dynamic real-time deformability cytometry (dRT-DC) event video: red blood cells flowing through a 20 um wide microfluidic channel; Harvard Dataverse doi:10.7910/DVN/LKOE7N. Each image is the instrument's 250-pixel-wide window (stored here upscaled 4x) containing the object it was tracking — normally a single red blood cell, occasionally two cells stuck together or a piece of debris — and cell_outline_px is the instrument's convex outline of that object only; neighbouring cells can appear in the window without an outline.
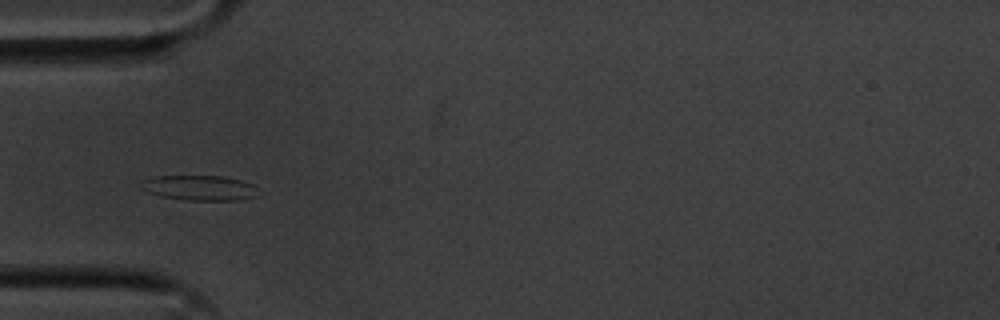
{"species": "common noctule bat (a hibernating species)", "species_latin": "Nyctalus noctula", "temperature_condition": "cold", "stored_images_in_passage": 39, "camera_frame_rate_fps": 3000, "um_per_image_px": 0.085, "animal": {"sex": "male", "body_mass_g": 20.1, "forearm_length_mm": 53.5}, "frame": {"image": 1, "passage_image": 1, "time_ms": 0.0, "image_size_px": [1000, 320], "cell_outline_px": [[256, 196], [240, 200], [184, 200], [160, 196], [148, 192], [140, 188], [140, 180], [156, 176], [220, 176], [240, 180], [252, 184]], "centroid_in_image_um": [16.86, 15.97], "position_along_channel_um": 68.1, "area_um2": 16.99}}
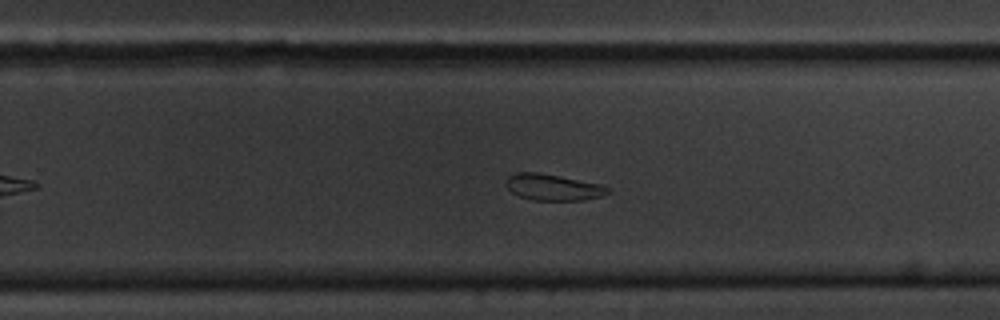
{"frame": {"image": 2, "passage_image": 19, "time_ms": 6.0, "image_size_px": [1000, 320], "cell_outline_px": [[612, 192], [600, 196], [584, 200], [532, 200], [520, 196], [512, 192], [504, 184], [508, 176], [516, 172], [536, 172], [560, 176], [600, 184], [612, 188]], "centroid_in_image_um": [47.02, 15.91], "position_along_channel_um": 282.8, "area_um2": 15.66}}
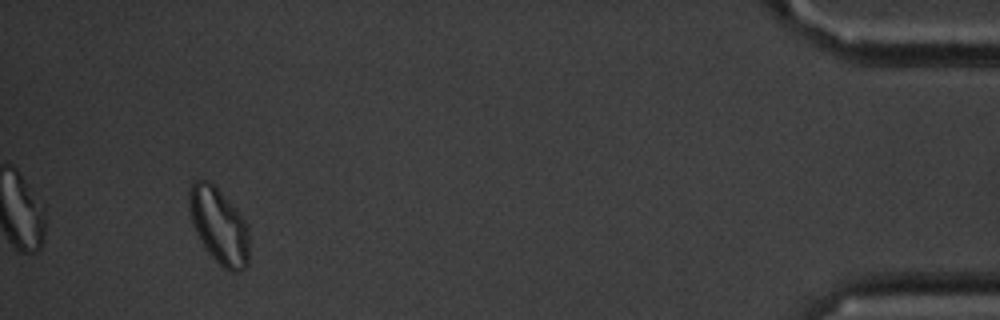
{"frame": {"image": 3, "passage_image": 36, "time_ms": 11.667, "image_size_px": [1000, 320], "cell_outline_px": [[248, 264], [240, 272], [228, 272], [208, 252], [200, 240], [196, 232], [192, 220], [188, 204], [188, 192], [192, 184], [196, 180], [208, 180], [220, 192], [244, 220], [248, 228]], "centroid_in_image_um": [18.6, 19.23], "position_along_channel_um": 416.6, "area_um2": 26.01}, "authors_computed_cell_mechanics": {"area_um2": 17.2822, "velocity_mm_per_s": 3.5839, "shape_relaxation_time_tau1_ms": 7.0081, "shape_relaxation_time_tau2_ms": null, "deformation_change_tau1": 0.1192, "deformation_change_tau2": null}}